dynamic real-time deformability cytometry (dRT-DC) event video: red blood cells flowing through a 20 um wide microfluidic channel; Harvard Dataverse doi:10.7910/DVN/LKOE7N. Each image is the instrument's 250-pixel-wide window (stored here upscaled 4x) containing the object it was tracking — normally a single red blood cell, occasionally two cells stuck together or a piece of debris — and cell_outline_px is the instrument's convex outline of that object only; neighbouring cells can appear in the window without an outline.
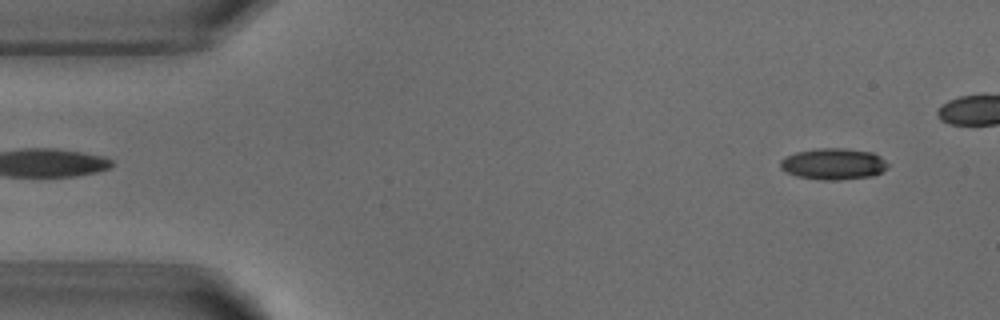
{"species": "common noctule bat (a hibernating species)", "species_latin": "Nyctalus noctula", "temperature_condition": "warm", "stored_images_in_passage": 4, "segment_of_instrument_passage": [2, 2], "camera_frame_rate_fps": 3000, "um_per_image_px": 0.085, "animal": {"sex": "male", "body_mass_g": 18.8}, "frame": {"image": 1, "passage_image": 4, "time_ms": 4.333, "image_size_px": [1000, 320], "cell_outline_px": [[888, 168], [872, 176], [840, 180], [824, 180], [796, 176], [784, 172], [780, 168], [780, 160], [784, 156], [796, 152], [816, 148], [844, 148], [872, 152], [880, 156], [888, 164]], "centroid_in_image_um": [70.8, 13.93], "position_along_channel_um": 14.2, "area_um2": 19.83}}